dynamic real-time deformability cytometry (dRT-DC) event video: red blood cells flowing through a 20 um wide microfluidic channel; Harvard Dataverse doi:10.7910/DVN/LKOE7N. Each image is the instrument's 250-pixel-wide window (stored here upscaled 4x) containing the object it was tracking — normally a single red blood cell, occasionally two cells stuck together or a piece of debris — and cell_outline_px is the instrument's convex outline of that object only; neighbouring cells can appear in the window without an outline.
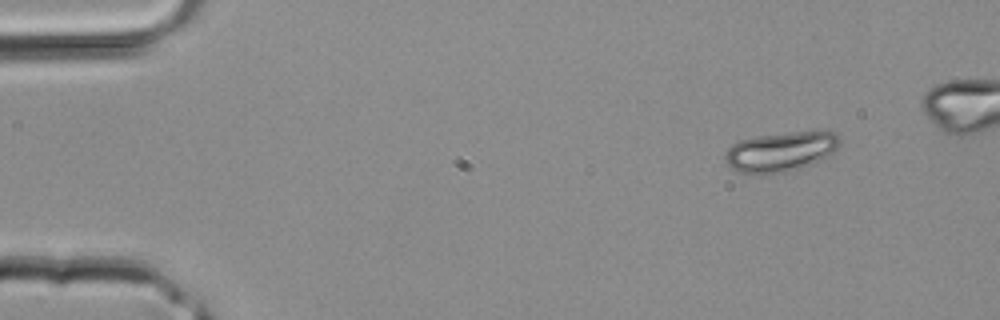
{"species": "common noctule bat (a hibernating species)", "species_latin": "Nyctalus noctula", "temperature_condition": "room temperature", "stored_images_in_passage": 4, "camera_frame_rate_fps": 3000, "um_per_image_px": 0.085, "animal": {"sex": "male", "body_mass_g": 20.4}, "frame": {"image": 1, "passage_image": 4, "time_ms": 1.0, "image_size_px": [1000, 320], "cell_outline_px": [[840, 148], [820, 160], [812, 164], [788, 172], [736, 172], [724, 160], [724, 156], [728, 148], [732, 144], [740, 140], [756, 136], [820, 128], [836, 132], [840, 136]], "centroid_in_image_um": [66.46, 12.82], "position_along_channel_um": 18.5, "area_um2": 27.05}}